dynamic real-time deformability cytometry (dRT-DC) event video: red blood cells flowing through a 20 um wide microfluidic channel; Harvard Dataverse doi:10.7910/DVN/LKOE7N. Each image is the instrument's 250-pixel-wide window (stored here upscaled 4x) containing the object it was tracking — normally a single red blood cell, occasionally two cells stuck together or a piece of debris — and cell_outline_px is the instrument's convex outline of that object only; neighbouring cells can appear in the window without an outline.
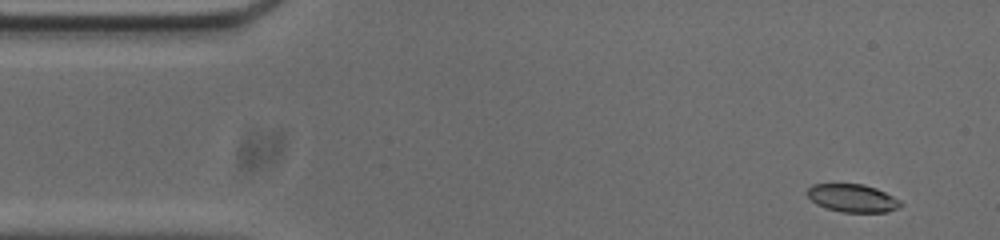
{"species": "common noctule bat (a hibernating species)", "species_latin": "Nyctalus noctula", "temperature_condition": "cold", "stored_images_in_passage": 51, "camera_frame_rate_fps": 3000, "um_per_image_px": 0.085, "animal": {"sex": "male", "body_mass_g": 20.0, "forearm_length_mm": 53.3}, "frame": {"image": 1, "passage_image": 2, "time_ms": 0.333, "image_size_px": [1000, 240], "cell_outline_px": [[904, 204], [888, 212], [844, 212], [828, 208], [816, 204], [804, 192], [812, 184], [864, 184], [876, 188], [900, 200]], "centroid_in_image_um": [72.45, 16.83], "position_along_channel_um": 12.5, "area_um2": 15.14}}
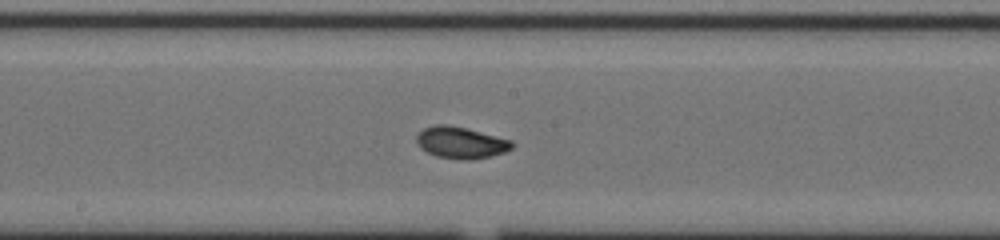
{"frame": {"image": 2, "passage_image": 25, "time_ms": 8.0, "image_size_px": [1000, 240], "cell_outline_px": [[512, 148], [504, 152], [492, 156], [472, 160], [460, 160], [436, 156], [420, 148], [416, 144], [416, 136], [424, 128], [436, 124], [448, 124], [468, 128], [512, 140]], "centroid_in_image_um": [39.16, 12.12], "position_along_channel_um": 209.0, "area_um2": 17.8}}
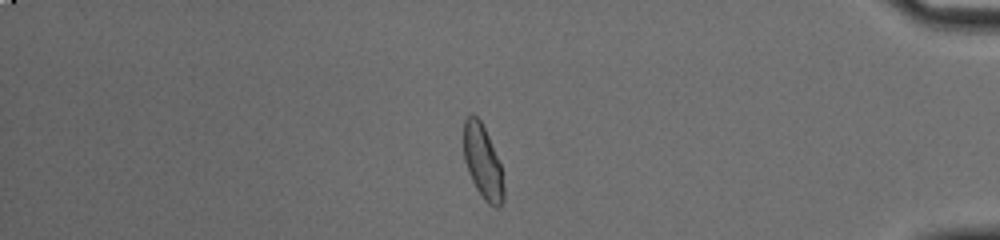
{"frame": {"image": 3, "passage_image": 43, "time_ms": 14.0, "image_size_px": [1000, 240], "cell_outline_px": [[504, 200], [500, 208], [496, 208], [488, 204], [484, 200], [476, 188], [468, 172], [464, 160], [464, 120], [472, 112], [480, 120], [488, 136], [500, 164], [504, 188]], "centroid_in_image_um": [41.03, 13.8], "position_along_channel_um": 394.2, "area_um2": 17.17}, "authors_computed_cell_mechanics": {"area_um2": 16.9932, "velocity_mm_per_s": 3.7712, "shape_relaxation_time_tau1_ms": 3.0897, "shape_relaxation_time_tau2_ms": 1.4752, "deformation_change_tau1": 0.1079, "deformation_change_tau2": 0.0588}}